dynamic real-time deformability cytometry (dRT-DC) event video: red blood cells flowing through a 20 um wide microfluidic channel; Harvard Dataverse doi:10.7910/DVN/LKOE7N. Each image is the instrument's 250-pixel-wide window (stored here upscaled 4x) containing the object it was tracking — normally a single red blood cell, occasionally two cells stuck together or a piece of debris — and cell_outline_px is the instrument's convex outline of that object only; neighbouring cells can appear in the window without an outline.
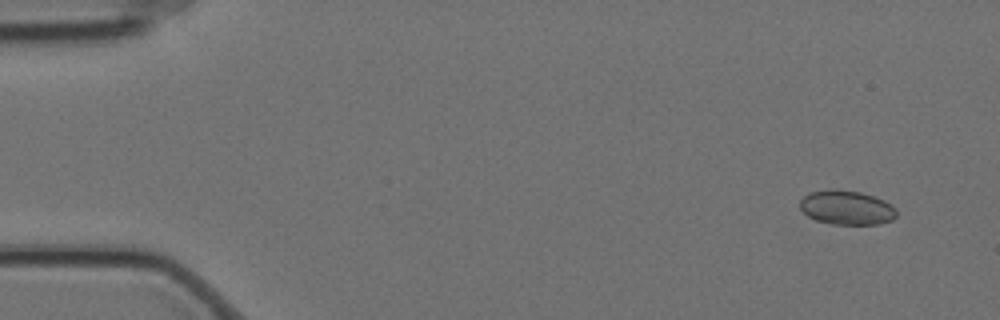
{"species": "Egyptian fruit bat (a non-hibernating species)", "species_latin": "Rousettus aegyptiacus", "temperature_condition": "cold", "stored_images_in_passage": 5, "camera_frame_rate_fps": 3000, "um_per_image_px": 0.085, "animal": {"sex": "female"}, "frame": {"image": 1, "passage_image": 1, "time_ms": 0.0, "image_size_px": [1000, 320], "cell_outline_px": [[896, 216], [892, 220], [880, 224], [832, 224], [816, 220], [808, 216], [800, 208], [800, 200], [808, 192], [828, 188], [836, 188], [860, 192], [884, 200], [896, 208]], "centroid_in_image_um": [71.94, 17.63], "position_along_channel_um": 13.1, "area_um2": 19.48}}
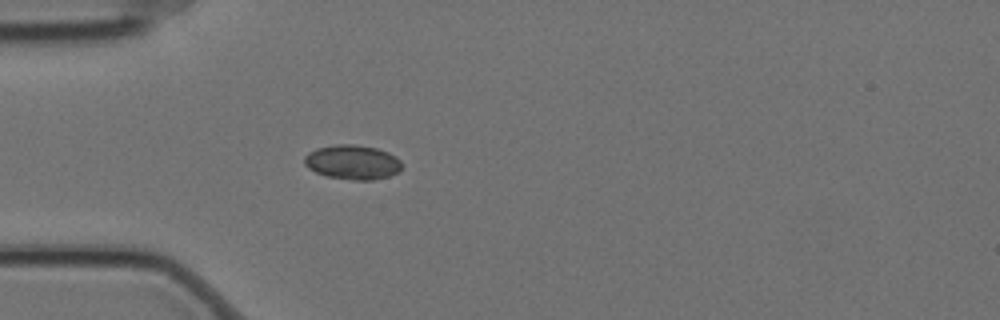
{"frame": {"image": 2, "passage_image": 5, "time_ms": 1.333, "image_size_px": [1000, 320], "cell_outline_px": [[404, 164], [400, 172], [388, 176], [372, 180], [352, 180], [328, 176], [316, 172], [308, 168], [304, 164], [304, 156], [308, 152], [316, 148], [336, 144], [356, 144], [376, 148], [388, 152], [396, 156]], "centroid_in_image_um": [29.99, 13.78], "position_along_channel_um": 55.0, "area_um2": 19.83}}